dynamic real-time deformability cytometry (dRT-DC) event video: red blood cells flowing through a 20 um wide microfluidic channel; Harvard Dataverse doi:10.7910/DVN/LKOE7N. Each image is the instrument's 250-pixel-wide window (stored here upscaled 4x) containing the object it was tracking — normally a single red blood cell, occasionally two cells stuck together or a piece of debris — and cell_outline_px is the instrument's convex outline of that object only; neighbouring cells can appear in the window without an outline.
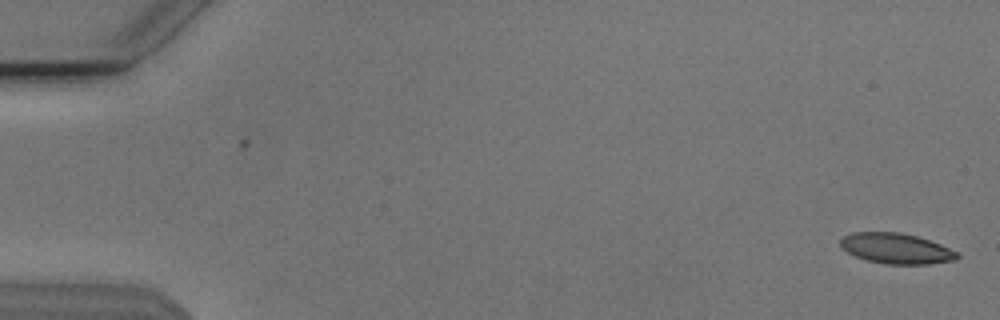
{"species": "Egyptian fruit bat (a non-hibernating species)", "species_latin": "Rousettus aegyptiacus", "temperature_condition": "cold", "stored_images_in_passage": 54, "camera_frame_rate_fps": 3000, "um_per_image_px": 0.085, "animal": {"sex": "male"}, "frame": {"image": 1, "passage_image": 1, "time_ms": 0.0, "image_size_px": [1000, 320], "cell_outline_px": [[960, 256], [956, 260], [928, 264], [888, 264], [868, 260], [856, 256], [840, 248], [840, 240], [844, 236], [852, 232], [900, 232], [916, 236], [940, 244], [956, 252]], "centroid_in_image_um": [76.16, 21.12], "position_along_channel_um": 8.8, "area_um2": 20.58}}
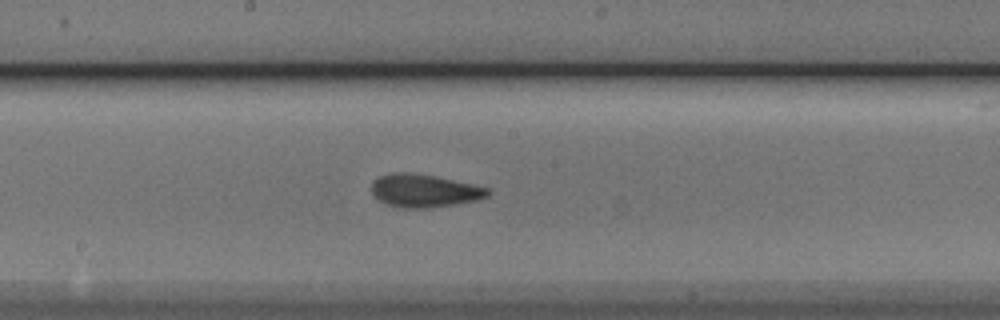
{"frame": {"image": 2, "passage_image": 29, "time_ms": 9.333, "image_size_px": [1000, 320], "cell_outline_px": [[492, 192], [488, 196], [476, 200], [456, 204], [428, 208], [400, 208], [388, 204], [380, 200], [372, 192], [372, 184], [380, 176], [392, 172], [404, 172], [436, 176], [472, 184], [488, 188]], "centroid_in_image_um": [36.09, 16.21], "position_along_channel_um": 212.1, "area_um2": 22.14}}
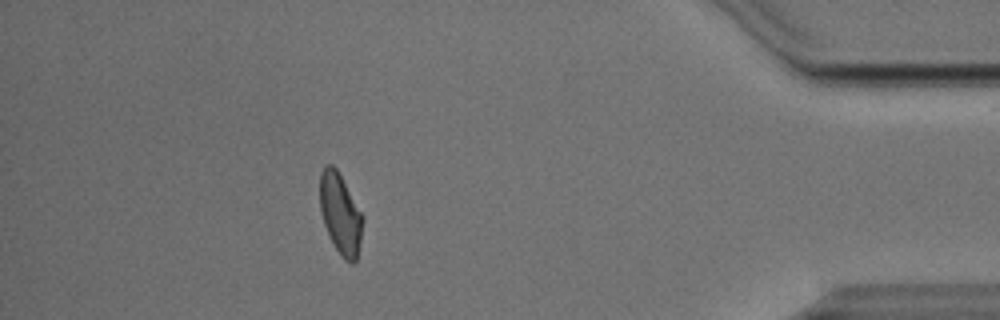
{"frame": {"image": 3, "passage_image": 48, "time_ms": 15.667, "image_size_px": [1000, 320], "cell_outline_px": [[364, 220], [360, 244], [356, 260], [352, 264], [344, 260], [336, 248], [324, 224], [320, 212], [320, 172], [328, 164], [332, 164], [336, 168], [364, 216]], "centroid_in_image_um": [28.95, 18.18], "position_along_channel_um": 406.3, "area_um2": 20.06}, "authors_computed_cell_mechanics": {"area_um2": 21.1548, "velocity_mm_per_s": 3.8095, "shape_relaxation_time_tau1_ms": 3.8439, "shape_relaxation_time_tau2_ms": 2.4274, "deformation_change_tau1": 0.1266, "deformation_change_tau2": 0.0819}}